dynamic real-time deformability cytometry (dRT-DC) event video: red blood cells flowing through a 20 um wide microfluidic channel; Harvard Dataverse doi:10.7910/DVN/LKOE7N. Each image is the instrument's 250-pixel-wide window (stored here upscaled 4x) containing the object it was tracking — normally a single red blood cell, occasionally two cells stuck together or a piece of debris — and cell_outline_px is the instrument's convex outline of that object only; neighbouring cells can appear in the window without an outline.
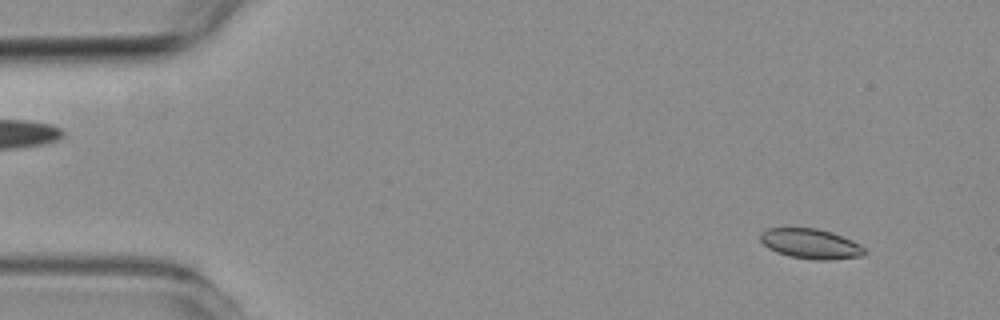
{"species": "common noctule bat (a hibernating species)", "species_latin": "Nyctalus noctula", "temperature_condition": "room temperature", "stored_images_in_passage": 4, "camera_frame_rate_fps": 3000, "um_per_image_px": 0.085, "animal": {"sex": "female", "body_mass_g": 19.3, "forearm_length_mm": 54.1}, "frame": {"image": 1, "passage_image": 1, "time_ms": 0.0, "image_size_px": [1000, 320], "cell_outline_px": [[868, 252], [864, 256], [832, 260], [816, 260], [788, 256], [776, 252], [768, 248], [760, 240], [760, 232], [768, 228], [816, 228], [832, 232], [852, 240], [860, 244]], "centroid_in_image_um": [68.93, 20.73], "position_along_channel_um": 16.1, "area_um2": 18.44}}
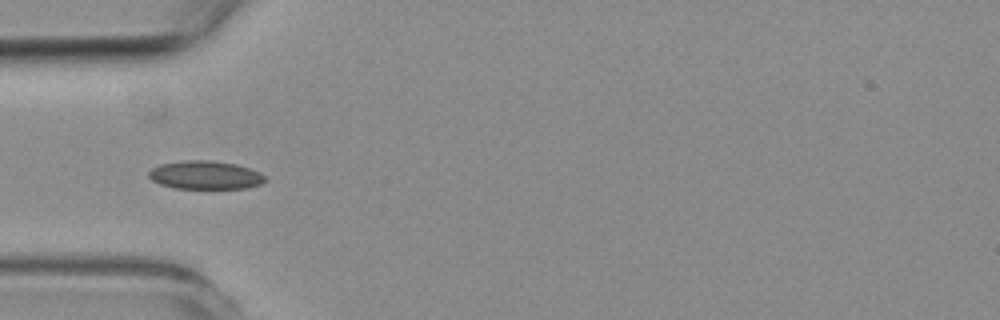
{"frame": {"image": 2, "passage_image": 4, "time_ms": 4.0, "image_size_px": [1000, 320], "cell_outline_px": [[268, 180], [260, 184], [248, 188], [176, 188], [160, 184], [152, 180], [148, 176], [148, 172], [152, 168], [160, 164], [184, 160], [212, 160], [236, 164], [260, 172]], "centroid_in_image_um": [17.45, 14.87], "position_along_channel_um": 67.5, "area_um2": 19.25}}